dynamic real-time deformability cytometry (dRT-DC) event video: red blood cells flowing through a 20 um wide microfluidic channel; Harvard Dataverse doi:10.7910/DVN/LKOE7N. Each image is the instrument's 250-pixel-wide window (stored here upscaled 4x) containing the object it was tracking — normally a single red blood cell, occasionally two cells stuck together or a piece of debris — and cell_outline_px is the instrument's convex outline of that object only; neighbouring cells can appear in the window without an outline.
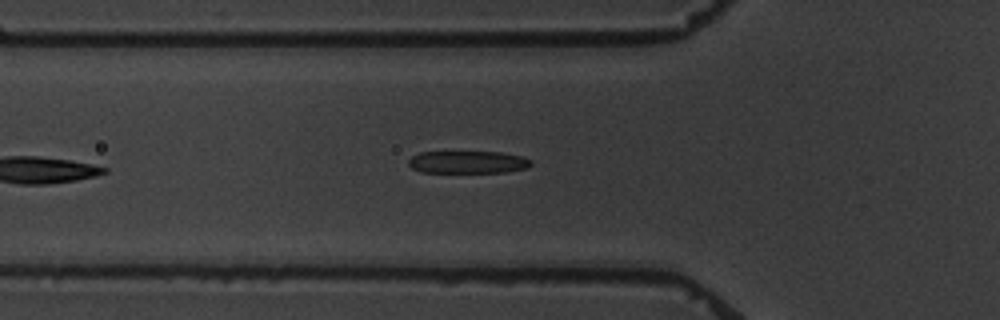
{"species": "common noctule bat (a hibernating species)", "species_latin": "Nyctalus noctula", "temperature_condition": "warm", "stored_images_in_passage": 7, "camera_frame_rate_fps": 3000, "um_per_image_px": 0.085, "animal": {"sex": "male", "body_mass_g": 19.5, "forearm_length_mm": 54.6}, "frame": {"image": 1, "passage_image": 7, "time_ms": 7.0, "image_size_px": [1000, 320], "cell_outline_px": [[532, 164], [524, 168], [504, 172], [420, 172], [412, 168], [408, 164], [408, 160], [412, 156], [420, 152], [504, 152], [524, 156], [532, 160]], "centroid_in_image_um": [39.77, 13.77], "position_along_channel_um": 86.0, "area_um2": 16.07}}